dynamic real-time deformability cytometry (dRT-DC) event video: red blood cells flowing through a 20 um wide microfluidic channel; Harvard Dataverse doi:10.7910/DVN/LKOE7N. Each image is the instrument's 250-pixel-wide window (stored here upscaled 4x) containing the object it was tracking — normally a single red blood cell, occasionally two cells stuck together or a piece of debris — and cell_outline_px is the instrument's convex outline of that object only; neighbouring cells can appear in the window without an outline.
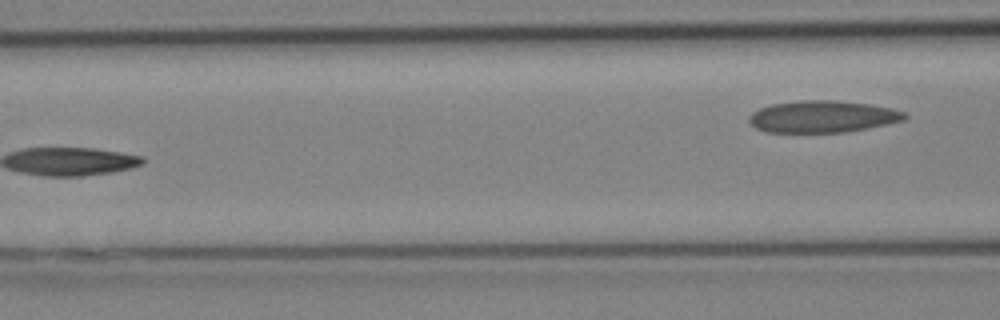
{"species": "Egyptian fruit bat (a non-hibernating species)", "species_latin": "Rousettus aegyptiacus", "temperature_condition": "cold", "stored_images_in_passage": 8, "segment_of_instrument_passage": [2, 2], "camera_frame_rate_fps": 3000, "um_per_image_px": 0.085, "animal": {"sex": "female"}, "frame": {"image": 1, "passage_image": 8, "time_ms": 2.333, "image_size_px": [1000, 320], "cell_outline_px": [[908, 116], [904, 120], [888, 124], [848, 132], [764, 132], [756, 128], [748, 120], [748, 116], [752, 112], [760, 108], [772, 104], [804, 100], [832, 100], [868, 104], [892, 108], [904, 112]], "centroid_in_image_um": [69.92, 9.92], "position_along_channel_um": 96.7, "area_um2": 28.9}}